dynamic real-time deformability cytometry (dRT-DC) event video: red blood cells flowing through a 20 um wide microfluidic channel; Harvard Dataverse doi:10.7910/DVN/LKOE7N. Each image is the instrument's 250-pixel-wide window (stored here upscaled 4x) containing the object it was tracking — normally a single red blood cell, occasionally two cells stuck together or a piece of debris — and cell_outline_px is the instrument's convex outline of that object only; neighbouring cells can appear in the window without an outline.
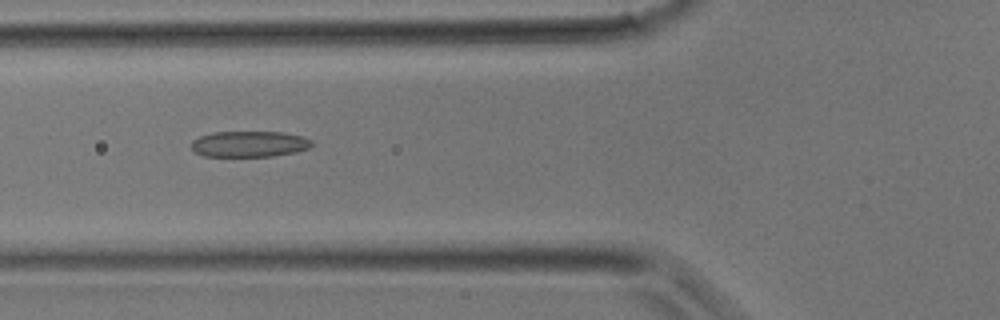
{"species": "common noctule bat (a hibernating species)", "species_latin": "Nyctalus noctula", "temperature_condition": "room temperature", "stored_images_in_passage": 4, "camera_frame_rate_fps": 3000, "um_per_image_px": 0.085, "animal": {"sex": "male", "body_mass_g": 17.9}, "frame": {"image": 1, "passage_image": 3, "time_ms": 0.667, "image_size_px": [1000, 320], "cell_outline_px": [[312, 144], [308, 148], [296, 152], [272, 156], [204, 156], [196, 152], [192, 148], [192, 140], [200, 136], [212, 132], [284, 132], [300, 136], [312, 140]], "centroid_in_image_um": [21.19, 12.23], "position_along_channel_um": 104.6, "area_um2": 18.09}}